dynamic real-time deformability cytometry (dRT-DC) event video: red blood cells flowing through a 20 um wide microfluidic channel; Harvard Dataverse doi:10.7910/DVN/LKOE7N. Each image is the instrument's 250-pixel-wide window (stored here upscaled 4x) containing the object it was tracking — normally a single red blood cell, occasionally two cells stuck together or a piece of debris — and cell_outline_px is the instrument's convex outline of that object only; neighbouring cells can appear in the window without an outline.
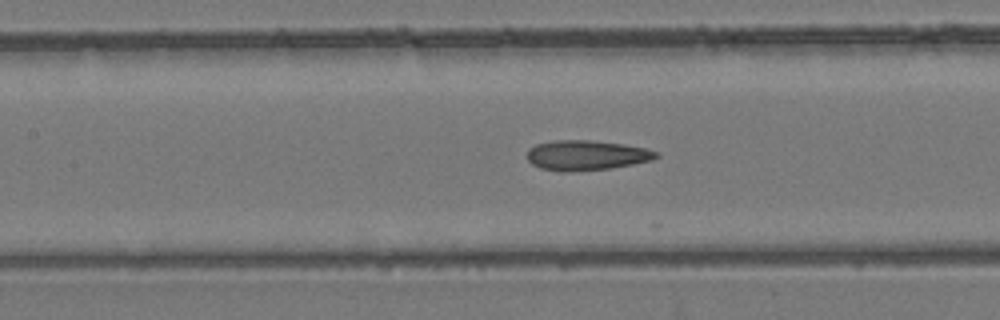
{"species": "common noctule bat (a hibernating species)", "species_latin": "Nyctalus noctula", "temperature_condition": "room temperature", "stored_images_in_passage": 26, "camera_frame_rate_fps": 3000, "um_per_image_px": 0.085, "animal": {"sex": "female", "body_mass_g": 24.6, "forearm_length_mm": 56.2}, "frame": {"image": 1, "passage_image": 22, "time_ms": 7.0, "image_size_px": [1000, 320], "cell_outline_px": [[660, 156], [652, 160], [612, 168], [572, 172], [560, 172], [540, 168], [532, 164], [528, 160], [528, 148], [536, 144], [552, 140], [592, 140], [624, 144], [644, 148], [660, 152]], "centroid_in_image_um": [49.84, 13.2], "position_along_channel_um": 157.6, "area_um2": 22.83}}
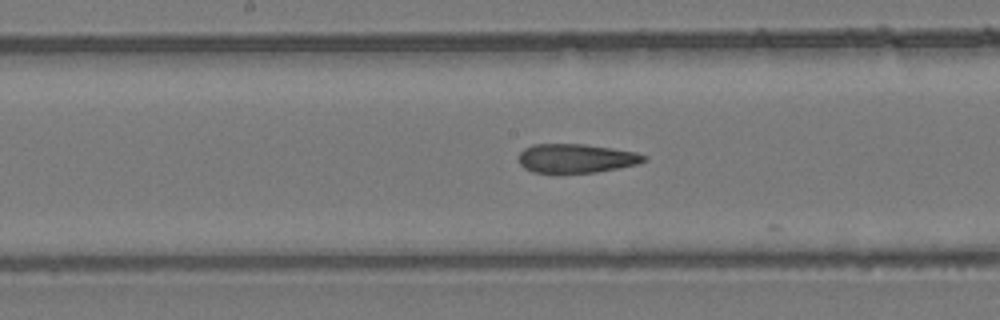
{"frame": {"image": 2, "passage_image": 25, "time_ms": 8.0, "image_size_px": [1000, 320], "cell_outline_px": [[648, 160], [636, 164], [596, 172], [532, 172], [524, 168], [520, 164], [516, 156], [524, 148], [532, 144], [584, 144], [612, 148], [636, 152], [648, 156]], "centroid_in_image_um": [48.94, 13.44], "position_along_channel_um": 199.3, "area_um2": 21.15}}